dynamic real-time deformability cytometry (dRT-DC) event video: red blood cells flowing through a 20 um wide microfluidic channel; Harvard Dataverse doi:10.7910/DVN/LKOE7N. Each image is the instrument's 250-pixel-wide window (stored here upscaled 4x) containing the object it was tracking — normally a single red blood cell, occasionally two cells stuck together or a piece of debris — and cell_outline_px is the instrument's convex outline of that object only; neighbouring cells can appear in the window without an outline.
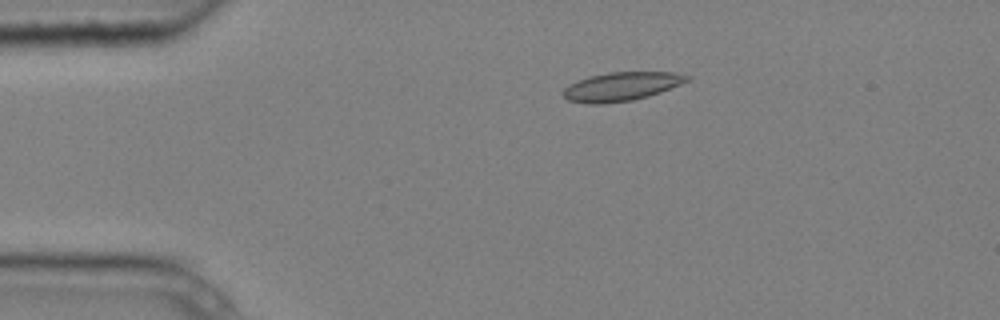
{"species": "common noctule bat (a hibernating species)", "species_latin": "Nyctalus noctula", "temperature_condition": "cold", "stored_images_in_passage": 8, "camera_frame_rate_fps": 3000, "um_per_image_px": 0.085, "animal": {"sex": "male", "body_mass_g": 20.4}, "frame": {"image": 1, "passage_image": 3, "time_ms": 0.667, "image_size_px": [1000, 320], "cell_outline_px": [[692, 76], [688, 80], [680, 84], [660, 92], [648, 96], [632, 100], [600, 104], [592, 104], [568, 100], [560, 92], [568, 84], [588, 76], [608, 72], [672, 72]], "centroid_in_image_um": [52.78, 7.34], "position_along_channel_um": 32.2, "area_um2": 20.69}}
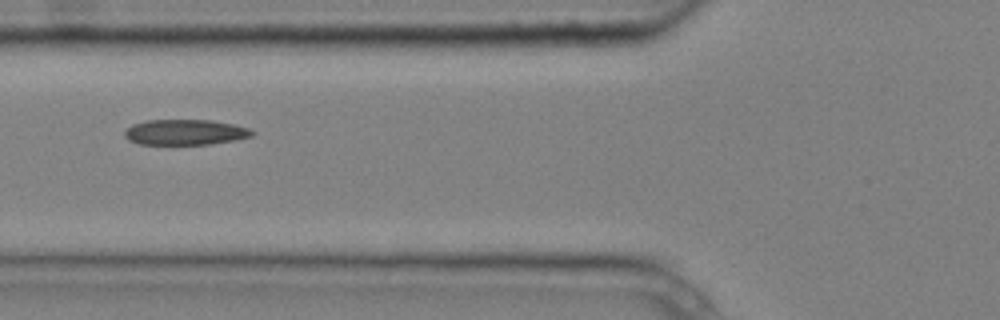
{"frame": {"image": 2, "passage_image": 6, "time_ms": 1.667, "image_size_px": [1000, 320], "cell_outline_px": [[256, 132], [252, 136], [236, 140], [208, 144], [140, 144], [128, 140], [124, 136], [124, 132], [132, 124], [148, 120], [212, 120], [232, 124], [248, 128]], "centroid_in_image_um": [15.74, 11.24], "position_along_channel_um": 110.1, "area_um2": 18.9}}
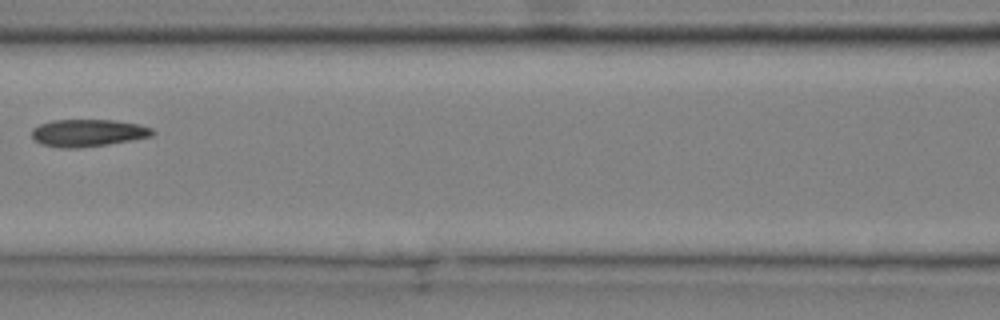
{"frame": {"image": 3, "passage_image": 7, "time_ms": 2.0, "image_size_px": [1000, 320], "cell_outline_px": [[156, 132], [152, 136], [132, 140], [108, 144], [80, 148], [60, 148], [40, 144], [32, 136], [32, 128], [40, 124], [52, 120], [112, 120], [140, 124], [152, 128]], "centroid_in_image_um": [7.48, 11.3], "position_along_channel_um": 159.1, "area_um2": 19.31}}